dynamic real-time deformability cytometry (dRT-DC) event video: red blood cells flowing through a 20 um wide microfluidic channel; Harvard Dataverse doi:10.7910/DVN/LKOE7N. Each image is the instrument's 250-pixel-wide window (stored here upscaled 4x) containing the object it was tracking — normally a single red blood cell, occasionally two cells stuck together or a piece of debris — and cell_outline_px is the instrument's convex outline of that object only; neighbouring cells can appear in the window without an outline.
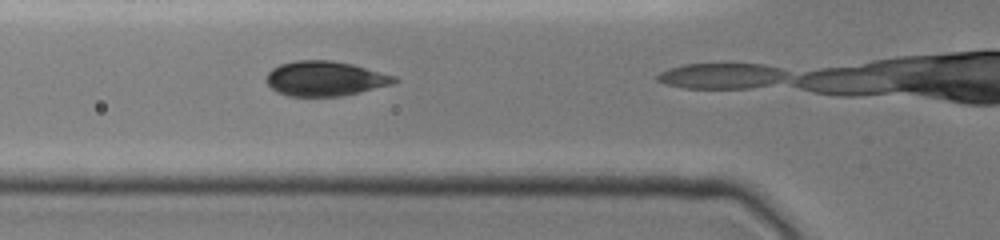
{"species": "common noctule bat (a hibernating species)", "species_latin": "Nyctalus noctula", "temperature_condition": "cold", "stored_images_in_passage": 8, "camera_frame_rate_fps": 3000, "um_per_image_px": 0.085, "animal": {"sex": "female", "body_mass_g": 19.0, "forearm_length_mm": 51.5}, "frame": {"image": 1, "passage_image": 7, "time_ms": 3.333, "image_size_px": [1000, 240], "cell_outline_px": [[400, 80], [392, 84], [360, 92], [340, 96], [288, 96], [276, 92], [264, 80], [268, 72], [272, 68], [280, 64], [296, 60], [332, 60], [352, 64], [396, 76]], "centroid_in_image_um": [27.61, 6.67], "position_along_channel_um": 98.2, "area_um2": 26.07}}